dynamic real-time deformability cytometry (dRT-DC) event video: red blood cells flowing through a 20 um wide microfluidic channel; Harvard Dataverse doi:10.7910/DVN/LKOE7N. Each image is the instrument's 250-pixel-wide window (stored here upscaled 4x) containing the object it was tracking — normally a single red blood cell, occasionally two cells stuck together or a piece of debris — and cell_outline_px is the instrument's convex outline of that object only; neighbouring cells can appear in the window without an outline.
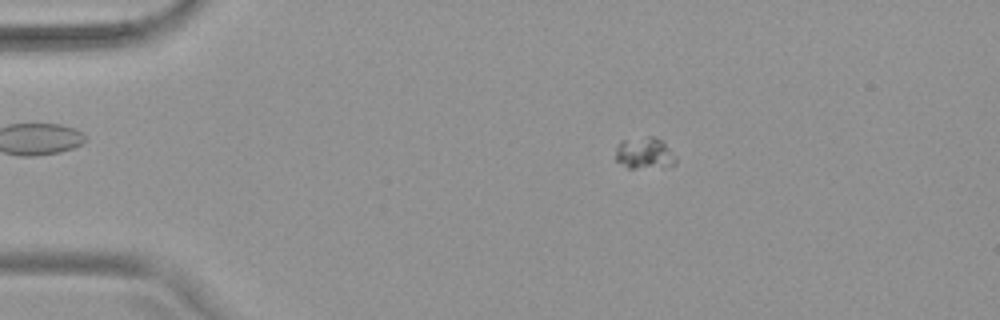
{"species": "common noctule bat (a hibernating species)", "species_latin": "Nyctalus noctula", "temperature_condition": "warm", "stored_images_in_passage": 56, "camera_frame_rate_fps": 3000, "um_per_image_px": 0.085, "animal": {"sex": "female", "body_mass_g": 19.9}, "frame": {"image": 1, "passage_image": 11, "time_ms": 3.333, "image_size_px": [1000, 320], "cell_outline_px": [[676, 164], [632, 168], [628, 168], [616, 160], [616, 148], [620, 140], [648, 136], [656, 136], [664, 140], [676, 156]], "centroid_in_image_um": [54.79, 12.96], "position_along_channel_um": 30.2, "area_um2": 11.1}}
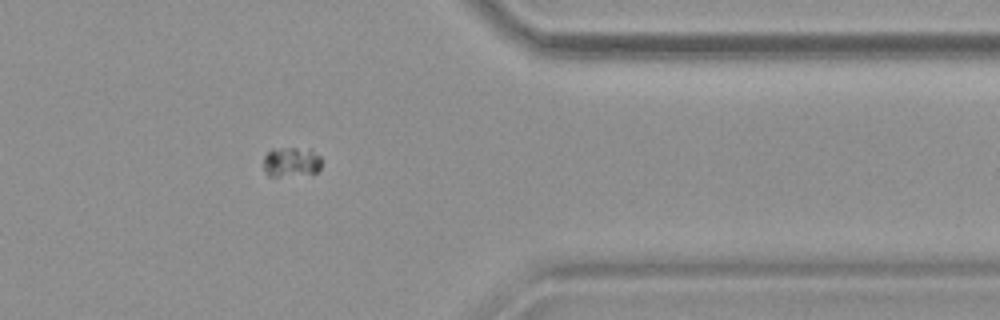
{"frame": {"image": 2, "passage_image": 46, "time_ms": 15.0, "image_size_px": [1000, 320], "cell_outline_px": [[320, 168], [312, 176], [268, 176], [264, 172], [264, 156], [268, 152], [280, 148], [296, 148], [312, 152], [320, 156]], "centroid_in_image_um": [24.75, 13.83], "position_along_channel_um": 386.6, "area_um2": 10.12}, "authors_computed_cell_mechanics": {"area_um2": 10.0861, "velocity_mm_per_s": 3.674, "shape_relaxation_time_tau1_ms": 0.2621, "shape_relaxation_time_tau2_ms": null, "deformation_change_tau1": 0.0421, "deformation_change_tau2": null}}